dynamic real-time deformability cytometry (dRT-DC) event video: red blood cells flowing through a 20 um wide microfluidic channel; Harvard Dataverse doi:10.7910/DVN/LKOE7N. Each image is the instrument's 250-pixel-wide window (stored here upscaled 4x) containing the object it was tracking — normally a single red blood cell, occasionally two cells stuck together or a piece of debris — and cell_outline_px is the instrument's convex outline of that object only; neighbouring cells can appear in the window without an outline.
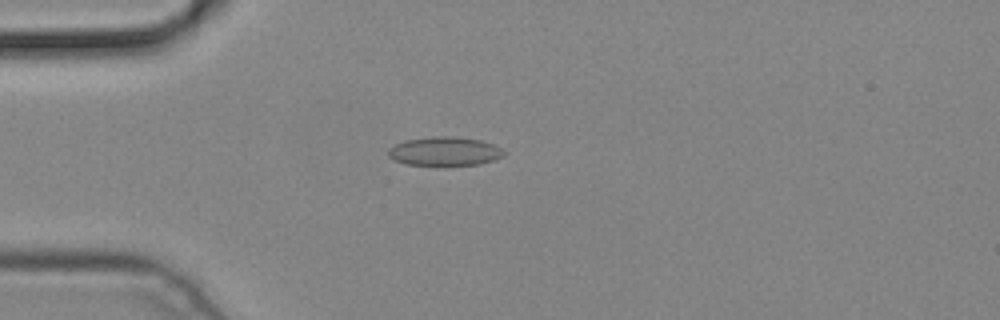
{"species": "common noctule bat (a hibernating species)", "species_latin": "Nyctalus noctula", "temperature_condition": "cold", "stored_images_in_passage": 4, "camera_frame_rate_fps": 3000, "um_per_image_px": 0.085, "animal": {"sex": "male", "body_mass_g": 19.2, "forearm_length_mm": 51.8}, "frame": {"image": 1, "passage_image": 3, "time_ms": 0.667, "image_size_px": [1000, 320], "cell_outline_px": [[504, 156], [480, 164], [444, 168], [404, 164], [388, 156], [388, 148], [404, 140], [432, 136], [452, 136], [480, 140], [492, 144], [500, 148], [504, 152]], "centroid_in_image_um": [37.76, 12.9], "position_along_channel_um": 47.2, "area_um2": 20.17}}